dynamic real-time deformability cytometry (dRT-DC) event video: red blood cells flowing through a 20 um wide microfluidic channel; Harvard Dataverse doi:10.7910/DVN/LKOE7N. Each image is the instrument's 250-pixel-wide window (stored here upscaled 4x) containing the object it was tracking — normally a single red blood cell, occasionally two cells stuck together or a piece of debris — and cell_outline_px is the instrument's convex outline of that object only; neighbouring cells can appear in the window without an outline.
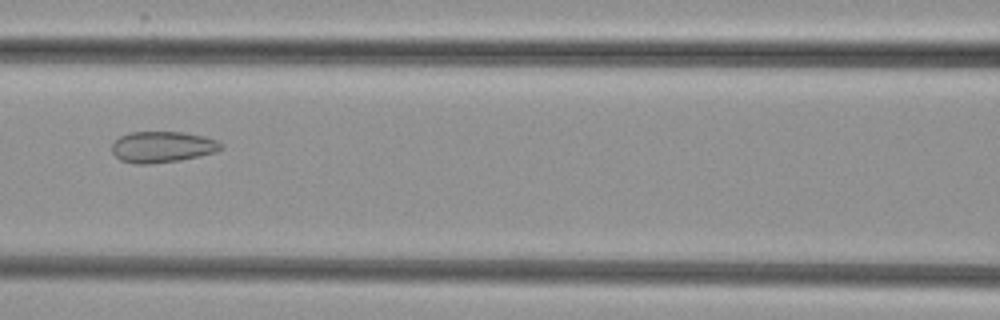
{"species": "common noctule bat (a hibernating species)", "species_latin": "Nyctalus noctula", "temperature_condition": "cold", "stored_images_in_passage": 6, "camera_frame_rate_fps": 3000, "um_per_image_px": 0.085, "animal": {"sex": "female", "body_mass_g": 29.2, "forearm_length_mm": 56.3}, "frame": {"image": 1, "passage_image": 3, "time_ms": 2.333, "image_size_px": [1000, 320], "cell_outline_px": [[224, 148], [216, 152], [200, 156], [180, 160], [148, 164], [136, 164], [120, 160], [112, 152], [112, 144], [120, 136], [128, 132], [184, 132], [204, 136], [216, 140]], "centroid_in_image_um": [13.8, 12.49], "position_along_channel_um": 152.8, "area_um2": 19.83}}
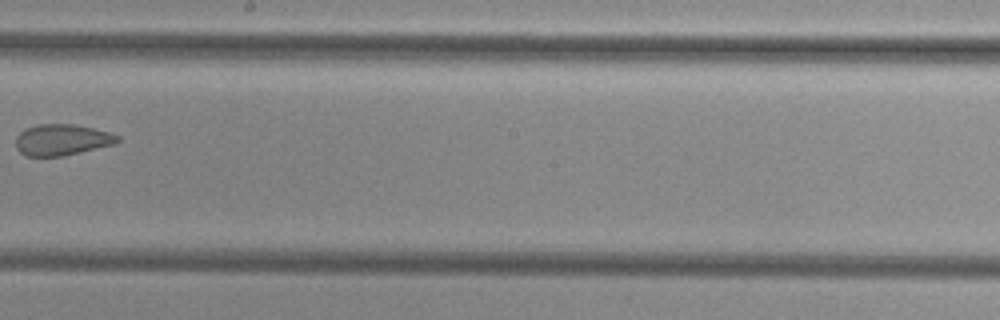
{"frame": {"image": 2, "passage_image": 5, "time_ms": 4.667, "image_size_px": [1000, 320], "cell_outline_px": [[120, 140], [116, 144], [64, 156], [28, 156], [20, 152], [16, 148], [16, 136], [20, 132], [28, 128], [40, 124], [72, 124], [92, 128], [108, 132], [120, 136]], "centroid_in_image_um": [5.29, 11.89], "position_along_channel_um": 242.9, "area_um2": 18.44}}
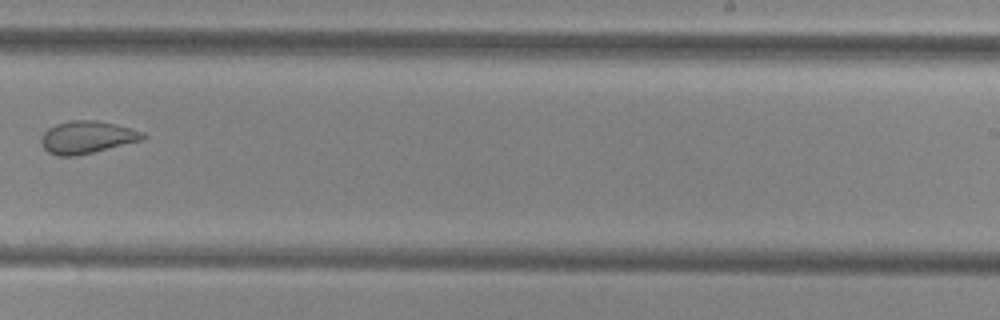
{"frame": {"image": 3, "passage_image": 6, "time_ms": 5.667, "image_size_px": [1000, 320], "cell_outline_px": [[148, 136], [144, 140], [76, 156], [56, 156], [48, 152], [44, 148], [40, 140], [44, 132], [48, 128], [56, 124], [68, 120], [96, 120], [116, 124], [132, 128], [144, 132]], "centroid_in_image_um": [7.42, 11.66], "position_along_channel_um": 281.6, "area_um2": 19.48}}